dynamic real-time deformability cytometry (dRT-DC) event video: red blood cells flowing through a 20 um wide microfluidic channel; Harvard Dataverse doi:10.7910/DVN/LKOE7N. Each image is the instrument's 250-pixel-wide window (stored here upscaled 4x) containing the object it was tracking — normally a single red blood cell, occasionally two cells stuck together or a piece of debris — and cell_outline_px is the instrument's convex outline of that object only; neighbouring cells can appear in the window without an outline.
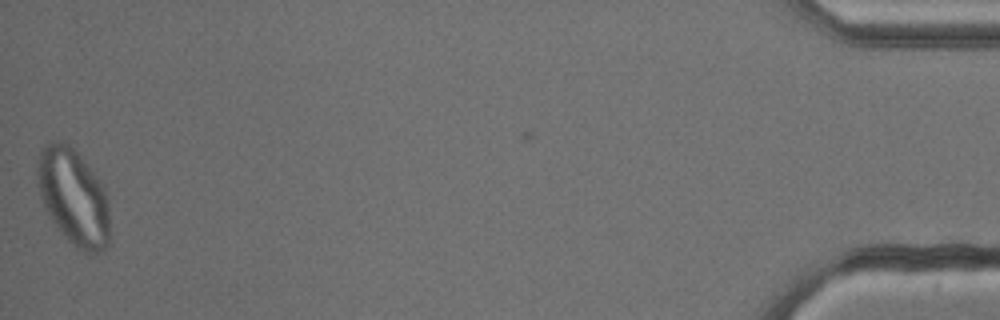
{"species": "common noctule bat (a hibernating species)", "species_latin": "Nyctalus noctula", "temperature_condition": "cold", "stored_images_in_passage": 54, "camera_frame_rate_fps": 3000, "um_per_image_px": 0.085, "animal": {"sex": "male", "body_mass_g": 13.3}, "frame": {"image": 1, "passage_image": 53, "time_ms": 17.333, "image_size_px": [1000, 320], "cell_outline_px": [[112, 244], [100, 252], [84, 252], [76, 248], [68, 240], [52, 220], [44, 208], [36, 184], [36, 168], [40, 152], [44, 144], [52, 140], [60, 140], [68, 144], [92, 168], [100, 180], [108, 196]], "centroid_in_image_um": [6.27, 16.76], "position_along_channel_um": 428.9, "area_um2": 41.73}}